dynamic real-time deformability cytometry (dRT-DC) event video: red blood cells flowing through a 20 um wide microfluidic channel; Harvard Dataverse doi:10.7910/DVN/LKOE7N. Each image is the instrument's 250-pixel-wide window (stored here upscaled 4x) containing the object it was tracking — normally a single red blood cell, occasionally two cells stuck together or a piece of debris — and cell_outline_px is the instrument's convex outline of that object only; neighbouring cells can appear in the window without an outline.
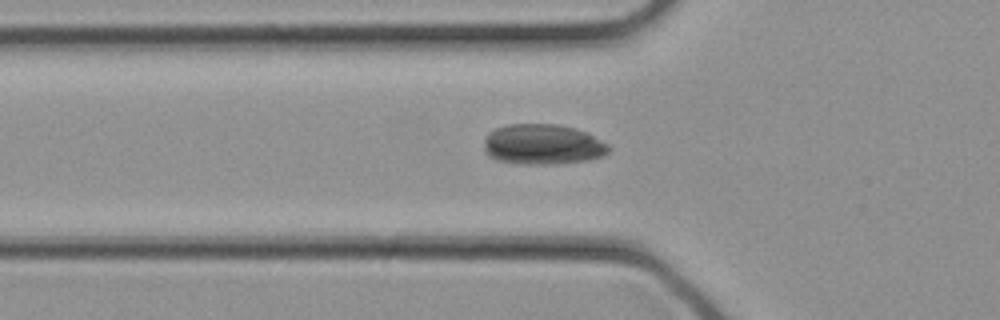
{"species": "common noctule bat (a hibernating species)", "species_latin": "Nyctalus noctula", "temperature_condition": "cold", "stored_images_in_passage": 28, "camera_frame_rate_fps": 3000, "um_per_image_px": 0.085, "animal": {"sex": "female", "body_mass_g": 21.9}, "frame": {"image": 1, "passage_image": 10, "time_ms": 3.0, "image_size_px": [1000, 320], "cell_outline_px": [[612, 148], [608, 152], [600, 156], [588, 160], [552, 164], [524, 164], [496, 160], [488, 156], [484, 152], [484, 136], [488, 132], [496, 128], [508, 124], [556, 124], [576, 128], [588, 132], [608, 144]], "centroid_in_image_um": [46.11, 12.26], "position_along_channel_um": 79.7, "area_um2": 29.65}}
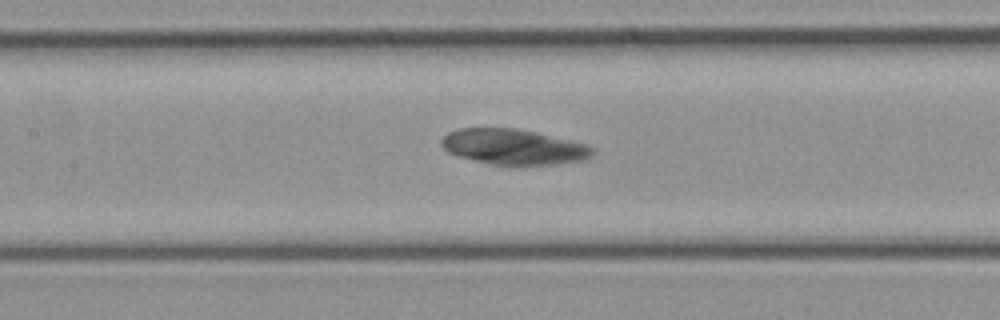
{"frame": {"image": 2, "passage_image": 14, "time_ms": 4.333, "image_size_px": [1000, 320], "cell_outline_px": [[596, 152], [588, 160], [556, 164], [516, 168], [492, 164], [460, 156], [448, 152], [440, 144], [440, 140], [448, 132], [460, 128], [516, 128], [536, 132], [588, 144], [596, 148]], "centroid_in_image_um": [43.74, 12.51], "position_along_channel_um": 163.7, "area_um2": 32.14}}
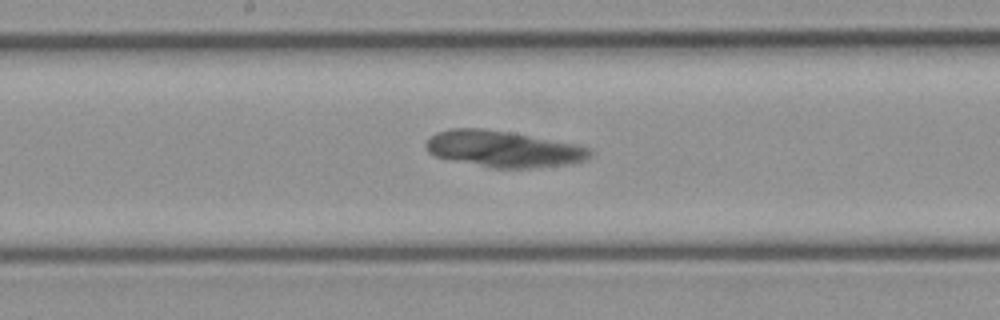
{"frame": {"image": 3, "passage_image": 16, "time_ms": 5.0, "image_size_px": [1000, 320], "cell_outline_px": [[592, 156], [588, 160], [572, 164], [532, 168], [492, 168], [452, 160], [436, 156], [428, 152], [424, 144], [436, 132], [452, 128], [480, 128], [508, 132], [580, 144], [592, 148]], "centroid_in_image_um": [42.87, 12.67], "position_along_channel_um": 205.3, "area_um2": 35.03}}